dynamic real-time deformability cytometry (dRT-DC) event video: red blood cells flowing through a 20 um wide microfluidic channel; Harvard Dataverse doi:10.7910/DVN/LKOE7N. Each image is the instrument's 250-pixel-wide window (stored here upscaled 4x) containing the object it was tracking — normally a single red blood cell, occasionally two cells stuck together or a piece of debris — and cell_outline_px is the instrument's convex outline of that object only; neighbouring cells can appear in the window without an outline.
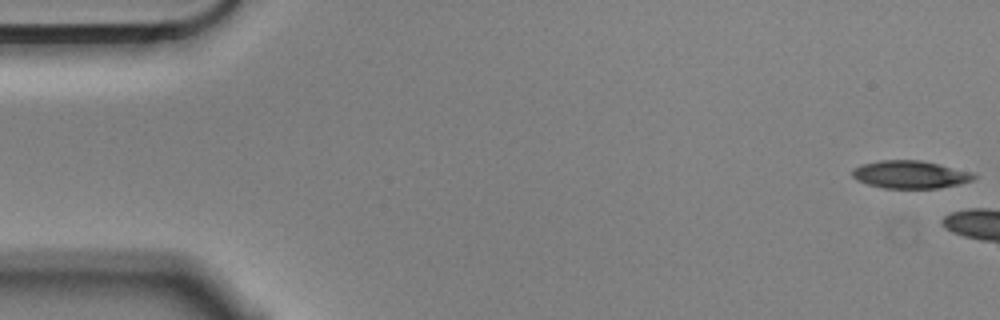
{"species": "Egyptian fruit bat (a non-hibernating species)", "species_latin": "Rousettus aegyptiacus", "temperature_condition": "cold", "stored_images_in_passage": 5, "camera_frame_rate_fps": 3000, "um_per_image_px": 0.085, "animal": {"sex": "male"}, "frame": {"image": 1, "passage_image": 1, "time_ms": 0.0, "image_size_px": [1000, 320], "cell_outline_px": [[976, 176], [972, 180], [960, 184], [940, 188], [884, 188], [868, 184], [856, 180], [852, 176], [852, 172], [860, 164], [880, 160], [920, 160], [940, 164], [972, 172]], "centroid_in_image_um": [77.37, 14.83], "position_along_channel_um": 7.6, "area_um2": 19.65}}